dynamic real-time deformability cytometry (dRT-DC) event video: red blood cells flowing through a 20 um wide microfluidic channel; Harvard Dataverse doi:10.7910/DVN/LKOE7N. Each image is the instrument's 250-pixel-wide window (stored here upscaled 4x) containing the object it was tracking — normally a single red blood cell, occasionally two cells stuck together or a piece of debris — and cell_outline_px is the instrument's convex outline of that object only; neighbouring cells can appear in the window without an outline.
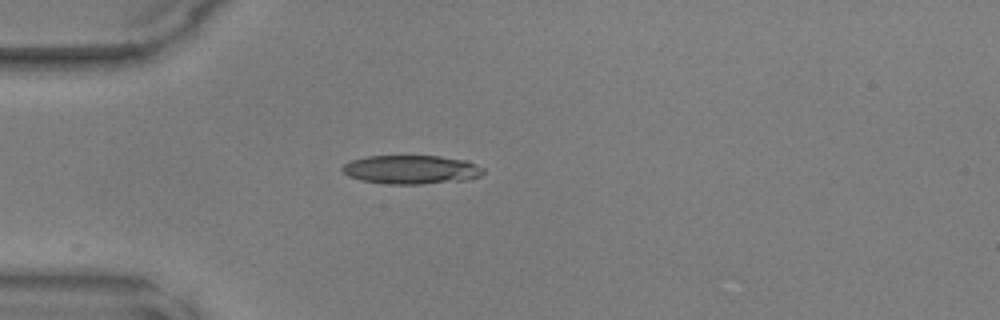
{"species": "common noctule bat (a hibernating species)", "species_latin": "Nyctalus noctula", "temperature_condition": "warm", "stored_images_in_passage": 11, "camera_frame_rate_fps": 3000, "um_per_image_px": 0.085, "animal": {"sex": "male", "body_mass_g": 17.9, "forearm_length_mm": 54.2}, "frame": {"image": 1, "passage_image": 1, "time_ms": 0.0, "image_size_px": [1000, 320], "cell_outline_px": [[484, 172], [480, 176], [468, 180], [420, 184], [388, 184], [360, 180], [348, 176], [340, 168], [344, 164], [352, 160], [368, 156], [440, 156], [468, 160], [484, 168]], "centroid_in_image_um": [34.99, 14.41], "position_along_channel_um": 50.0, "area_um2": 23.81}}